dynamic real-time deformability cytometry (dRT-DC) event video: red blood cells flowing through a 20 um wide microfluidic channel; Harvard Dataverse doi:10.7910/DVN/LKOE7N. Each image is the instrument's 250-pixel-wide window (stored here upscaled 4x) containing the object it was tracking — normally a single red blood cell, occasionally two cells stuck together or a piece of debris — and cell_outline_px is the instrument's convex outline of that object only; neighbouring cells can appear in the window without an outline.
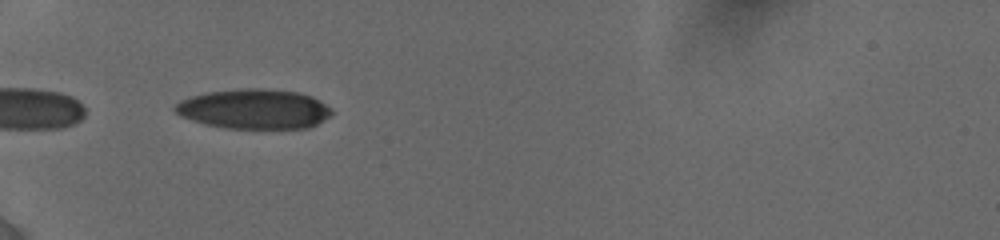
{"species": "human", "species_latin": "Homo sapiens", "temperature_condition": "cold", "stored_images_in_passage": 10, "camera_frame_rate_fps": 3000, "um_per_image_px": 0.085, "donor": {"sex": "female"}, "frame": {"image": 1, "passage_image": 1, "time_ms": 0.0, "image_size_px": [1000, 240], "cell_outline_px": [[332, 112], [328, 116], [316, 124], [308, 128], [228, 128], [208, 124], [192, 120], [180, 116], [172, 108], [180, 100], [192, 96], [208, 92], [248, 88], [260, 88], [300, 92], [312, 96], [332, 108]], "centroid_in_image_um": [21.6, 9.26], "position_along_channel_um": 63.4, "area_um2": 36.07}}
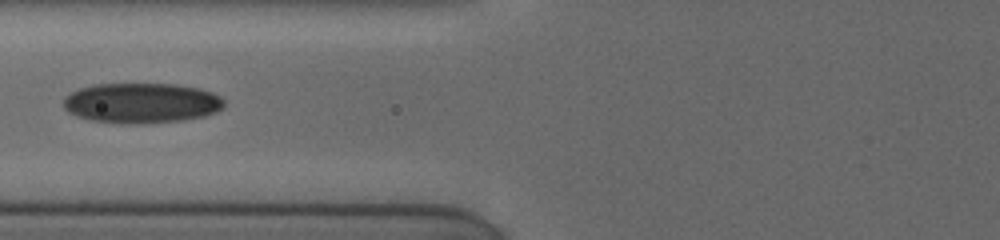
{"frame": {"image": 2, "passage_image": 4, "time_ms": 1.667, "image_size_px": [1000, 240], "cell_outline_px": [[224, 108], [216, 112], [204, 116], [184, 120], [128, 124], [120, 124], [92, 120], [76, 116], [68, 112], [64, 108], [64, 96], [80, 88], [92, 84], [180, 84], [200, 88], [212, 92], [220, 96], [224, 100]], "centroid_in_image_um": [12.04, 8.75], "position_along_channel_um": 113.8, "area_um2": 37.92}}
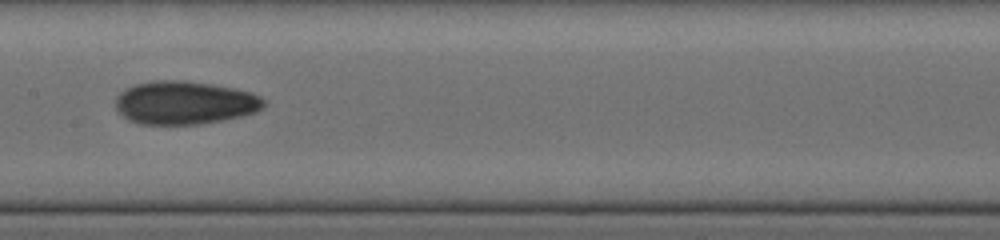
{"frame": {"image": 3, "passage_image": 7, "time_ms": 3.667, "image_size_px": [1000, 240], "cell_outline_px": [[264, 104], [256, 112], [240, 116], [220, 120], [196, 124], [140, 124], [128, 120], [116, 108], [116, 96], [124, 88], [136, 84], [152, 80], [184, 80], [212, 84], [236, 88], [252, 92], [260, 96], [264, 100]], "centroid_in_image_um": [15.67, 8.71], "position_along_channel_um": 191.7, "area_um2": 37.34}}